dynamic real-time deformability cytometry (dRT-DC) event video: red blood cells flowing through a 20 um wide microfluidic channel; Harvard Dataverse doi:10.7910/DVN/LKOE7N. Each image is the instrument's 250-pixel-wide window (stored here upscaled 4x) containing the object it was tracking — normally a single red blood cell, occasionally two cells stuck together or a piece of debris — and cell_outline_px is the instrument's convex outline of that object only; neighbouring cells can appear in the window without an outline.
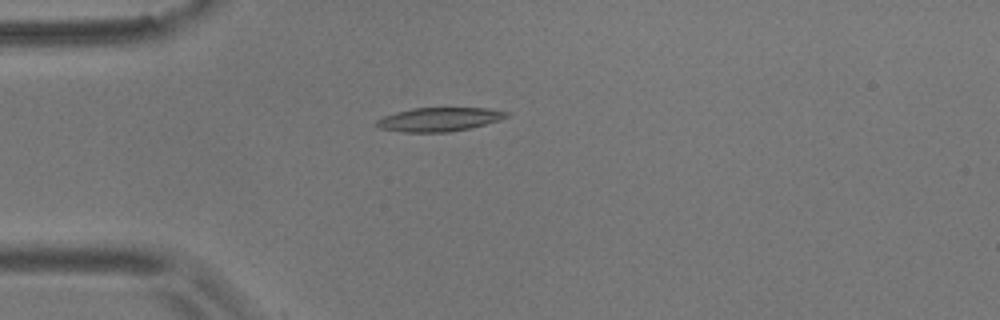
{"species": "common noctule bat (a hibernating species)", "species_latin": "Nyctalus noctula", "temperature_condition": "room temperature", "stored_images_in_passage": 42, "camera_frame_rate_fps": 3000, "um_per_image_px": 0.085, "animal": {"sex": "male", "body_mass_g": 17.9}, "frame": {"image": 1, "passage_image": 1, "time_ms": 0.0, "image_size_px": [1000, 320], "cell_outline_px": [[508, 116], [500, 120], [468, 128], [448, 132], [400, 132], [380, 128], [376, 124], [376, 120], [384, 116], [396, 112], [412, 108], [488, 108], [508, 112]], "centroid_in_image_um": [37.3, 10.14], "position_along_channel_um": 47.7, "area_um2": 17.86}}
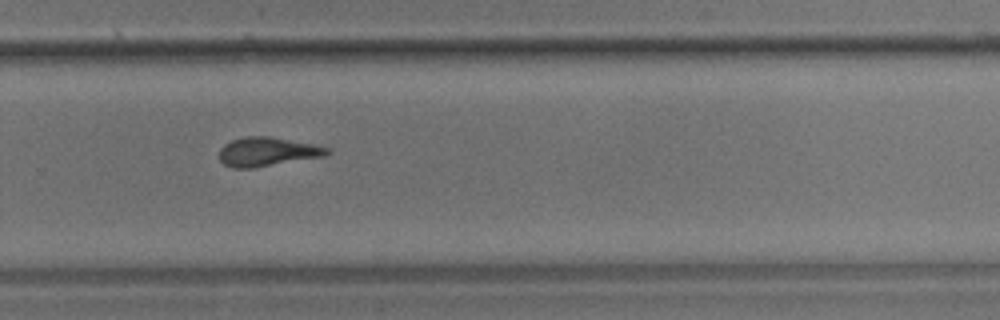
{"frame": {"image": 2, "passage_image": 24, "time_ms": 7.667, "image_size_px": [1000, 320], "cell_outline_px": [[332, 152], [324, 156], [252, 168], [232, 168], [224, 164], [220, 160], [220, 148], [224, 144], [232, 140], [244, 136], [268, 136], [312, 144], [332, 148]], "centroid_in_image_um": [22.72, 12.89], "position_along_channel_um": 307.1, "area_um2": 18.15}}
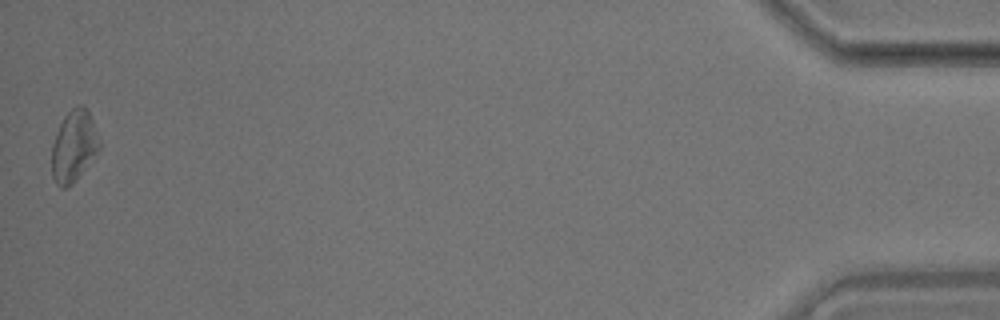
{"frame": {"image": 3, "passage_image": 42, "time_ms": 13.667, "image_size_px": [1000, 320], "cell_outline_px": [[100, 148], [76, 180], [68, 188], [60, 188], [56, 184], [52, 176], [52, 144], [60, 124], [64, 116], [76, 104], [84, 104], [92, 120], [100, 140]], "centroid_in_image_um": [6.27, 12.42], "position_along_channel_um": 428.9, "area_um2": 19.77}, "authors_computed_cell_mechanics": {"area_um2": 18.1492, "velocity_mm_per_s": 3.5673, "shape_relaxation_time_tau1_ms": 3.8399, "shape_relaxation_time_tau2_ms": 5.8976, "deformation_change_tau1": 0.109, "deformation_change_tau2": 0.1689}}